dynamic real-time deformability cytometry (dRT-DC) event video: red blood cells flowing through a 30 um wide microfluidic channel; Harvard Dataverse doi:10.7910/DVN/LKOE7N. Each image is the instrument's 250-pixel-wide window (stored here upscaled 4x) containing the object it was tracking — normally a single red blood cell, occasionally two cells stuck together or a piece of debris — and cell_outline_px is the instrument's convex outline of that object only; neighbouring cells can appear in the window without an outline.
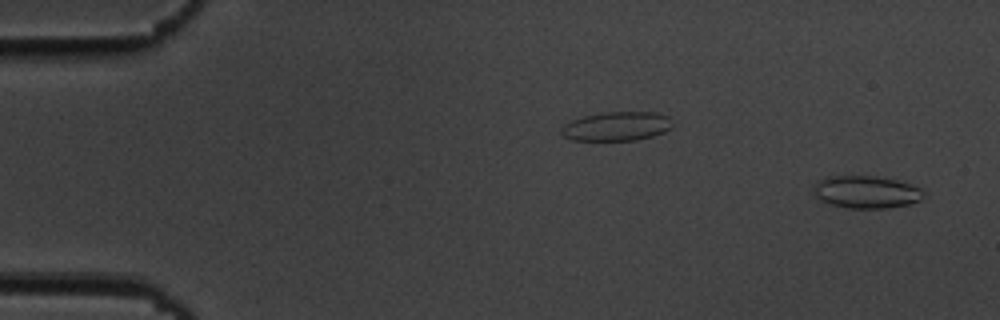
{"species": "common noctule bat (a hibernating species)", "species_latin": "Nyctalus noctula", "temperature_condition": "cold", "stored_images_in_passage": 55, "camera_frame_rate_fps": 3000, "um_per_image_px": 0.085, "animal": {"sex": "male", "body_mass_g": 19.5, "forearm_length_mm": 54.6}, "frame": {"image": 1, "passage_image": 3, "time_ms": 0.667, "image_size_px": [1000, 320], "cell_outline_px": [[924, 192], [920, 200], [908, 204], [888, 208], [848, 208], [832, 204], [816, 196], [812, 188], [816, 180], [828, 176], [876, 176], [896, 180], [920, 188]], "centroid_in_image_um": [73.6, 16.31], "position_along_channel_um": 11.4, "area_um2": 20.63}}
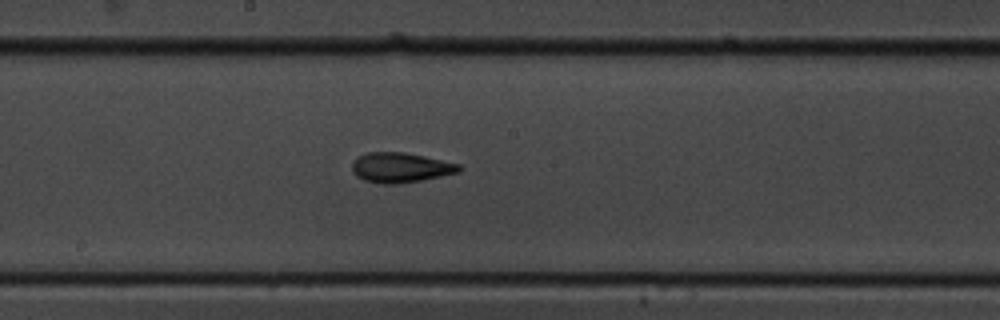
{"frame": {"image": 2, "passage_image": 30, "time_ms": 9.667, "image_size_px": [1000, 320], "cell_outline_px": [[464, 168], [460, 172], [420, 180], [396, 184], [380, 184], [364, 180], [356, 176], [352, 172], [352, 164], [360, 156], [368, 152], [404, 152], [424, 156], [460, 164]], "centroid_in_image_um": [34.06, 14.25], "position_along_channel_um": 214.1, "area_um2": 18.61}}
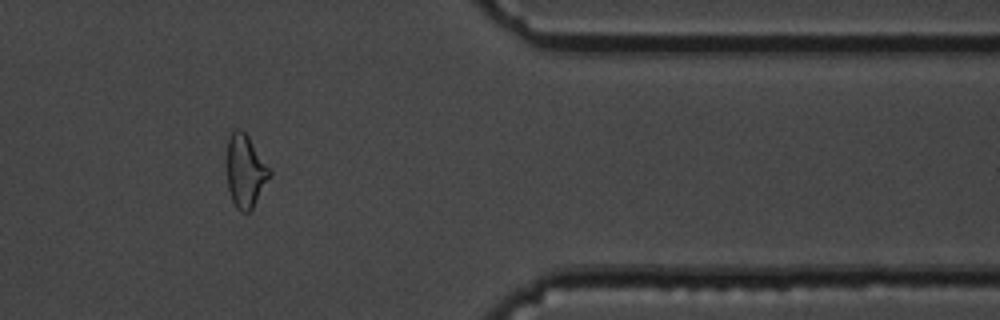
{"frame": {"image": 3, "passage_image": 46, "time_ms": 15.0, "image_size_px": [1000, 320], "cell_outline_px": [[272, 172], [252, 208], [248, 212], [240, 212], [236, 208], [232, 200], [228, 188], [228, 136], [236, 128], [240, 128], [248, 136], [272, 168]], "centroid_in_image_um": [20.88, 14.52], "position_along_channel_um": 390.5, "area_um2": 18.03}, "authors_computed_cell_mechanics": {"area_um2": 18.9006, "velocity_mm_per_s": 3.6713, "shape_relaxation_time_tau1_ms": null, "shape_relaxation_time_tau2_ms": 3.9341, "deformation_change_tau1": null, "deformation_change_tau2": 0.1142}}